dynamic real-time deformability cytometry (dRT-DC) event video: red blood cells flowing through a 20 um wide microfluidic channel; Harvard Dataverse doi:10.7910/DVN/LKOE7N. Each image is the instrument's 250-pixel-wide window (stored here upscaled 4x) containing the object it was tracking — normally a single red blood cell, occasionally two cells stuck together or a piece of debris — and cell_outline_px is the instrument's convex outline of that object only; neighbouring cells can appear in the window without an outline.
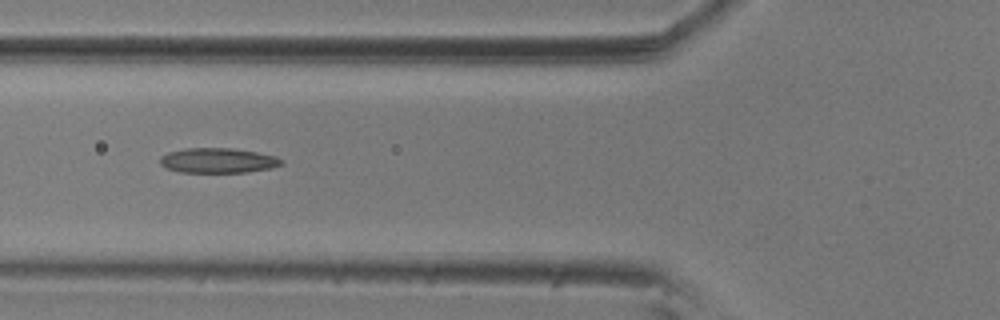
{"species": "common noctule bat (a hibernating species)", "species_latin": "Nyctalus noctula", "temperature_condition": "room temperature", "stored_images_in_passage": 10, "camera_frame_rate_fps": 3000, "um_per_image_px": 0.085, "animal": {"sex": "male", "body_mass_g": 20.5, "forearm_length_mm": 52.5}, "frame": {"image": 1, "passage_image": 6, "time_ms": 1.667, "image_size_px": [1000, 320], "cell_outline_px": [[284, 164], [272, 168], [248, 172], [180, 172], [168, 168], [160, 164], [160, 156], [168, 152], [188, 148], [232, 148], [256, 152], [276, 156], [284, 160]], "centroid_in_image_um": [18.57, 13.64], "position_along_channel_um": 107.2, "area_um2": 17.69}}
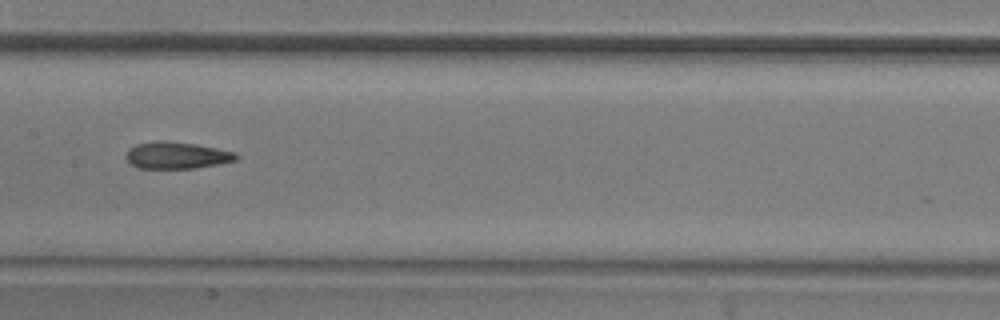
{"frame": {"image": 2, "passage_image": 8, "time_ms": 2.333, "image_size_px": [1000, 320], "cell_outline_px": [[240, 156], [236, 160], [220, 164], [192, 168], [140, 168], [132, 164], [124, 156], [128, 148], [136, 144], [156, 140], [164, 140], [196, 144], [236, 152]], "centroid_in_image_um": [15.02, 13.19], "position_along_channel_um": 192.4, "area_um2": 17.34}}
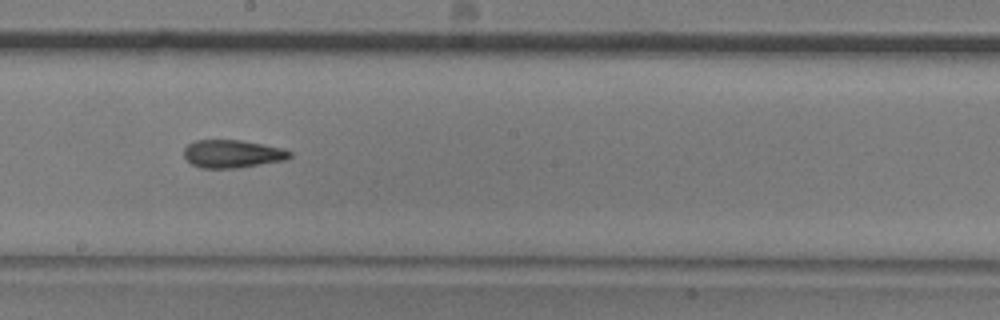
{"frame": {"image": 3, "passage_image": 9, "time_ms": 2.667, "image_size_px": [1000, 320], "cell_outline_px": [[292, 156], [284, 160], [236, 168], [200, 168], [192, 164], [184, 156], [184, 148], [188, 144], [196, 140], [240, 140], [284, 148], [292, 152]], "centroid_in_image_um": [19.75, 13.07], "position_along_channel_um": 228.4, "area_um2": 17.17}}